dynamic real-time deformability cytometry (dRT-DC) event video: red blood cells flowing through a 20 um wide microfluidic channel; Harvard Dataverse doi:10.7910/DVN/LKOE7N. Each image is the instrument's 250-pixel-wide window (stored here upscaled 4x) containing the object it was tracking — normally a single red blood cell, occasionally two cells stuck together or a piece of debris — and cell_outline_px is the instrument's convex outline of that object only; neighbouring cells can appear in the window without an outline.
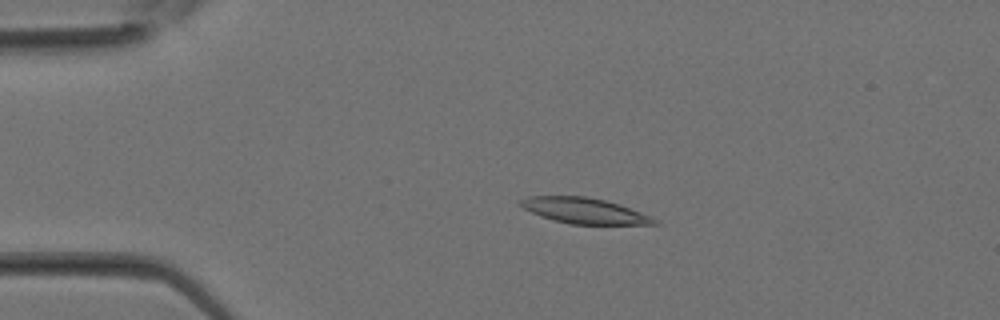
{"species": "Egyptian fruit bat (a non-hibernating species)", "species_latin": "Rousettus aegyptiacus", "temperature_condition": "room temperature", "stored_images_in_passage": 32, "camera_frame_rate_fps": 3000, "um_per_image_px": 0.085, "animal": {"sex": "female"}, "frame": {"image": 1, "passage_image": 7, "time_ms": 2.0, "image_size_px": [1000, 320], "cell_outline_px": [[660, 224], [568, 224], [552, 220], [540, 216], [516, 204], [516, 200], [528, 196], [588, 196], [620, 204], [652, 216]], "centroid_in_image_um": [49.62, 17.9], "position_along_channel_um": 35.4, "area_um2": 20.23}}
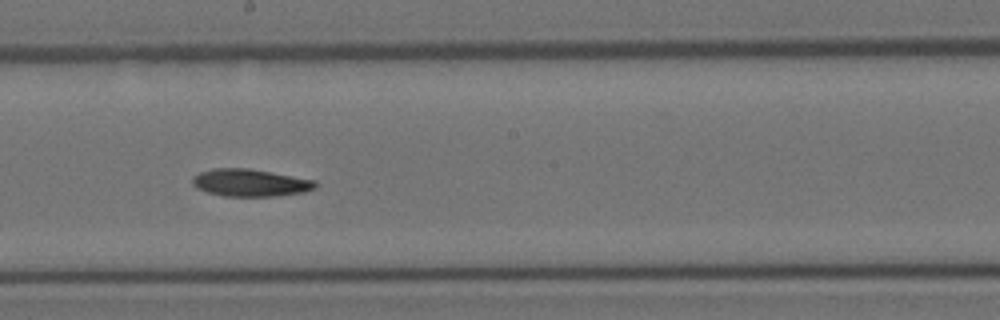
{"frame": {"image": 2, "passage_image": 18, "time_ms": 5.667, "image_size_px": [1000, 320], "cell_outline_px": [[316, 188], [304, 192], [272, 196], [224, 196], [208, 192], [196, 188], [192, 184], [192, 176], [200, 172], [212, 168], [248, 168], [316, 180]], "centroid_in_image_um": [21.24, 15.53], "position_along_channel_um": 227.0, "area_um2": 19.59}}
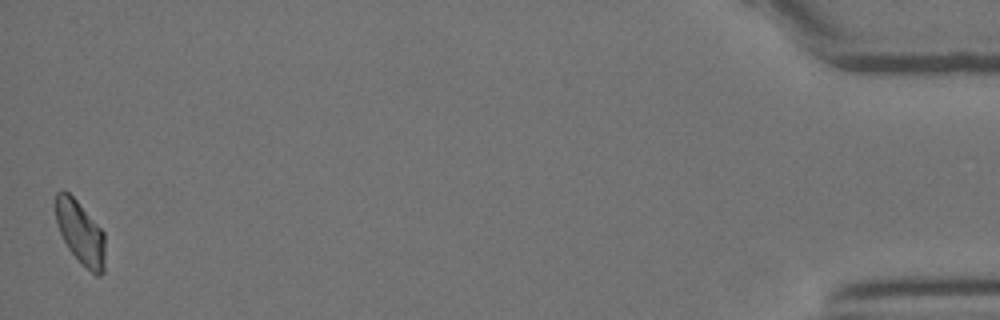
{"frame": {"image": 3, "passage_image": 32, "time_ms": 10.333, "image_size_px": [1000, 320], "cell_outline_px": [[104, 272], [100, 276], [96, 276], [68, 248], [60, 232], [56, 220], [56, 192], [60, 188], [64, 188], [76, 200], [104, 232]], "centroid_in_image_um": [6.83, 19.74], "position_along_channel_um": 428.4, "area_um2": 17.86}}